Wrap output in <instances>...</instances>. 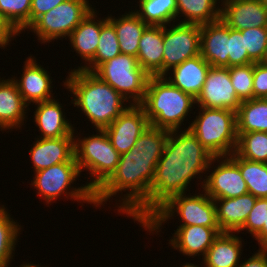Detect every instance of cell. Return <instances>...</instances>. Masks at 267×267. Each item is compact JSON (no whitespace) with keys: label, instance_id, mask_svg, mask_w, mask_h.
I'll list each match as a JSON object with an SVG mask.
<instances>
[{"label":"cell","instance_id":"bcb514c9","mask_svg":"<svg viewBox=\"0 0 267 267\" xmlns=\"http://www.w3.org/2000/svg\"><path fill=\"white\" fill-rule=\"evenodd\" d=\"M182 267H199V266L198 265H194L192 263H187V264L182 265Z\"/></svg>","mask_w":267,"mask_h":267},{"label":"cell","instance_id":"5bb4252c","mask_svg":"<svg viewBox=\"0 0 267 267\" xmlns=\"http://www.w3.org/2000/svg\"><path fill=\"white\" fill-rule=\"evenodd\" d=\"M222 160L202 182L203 191L212 199L234 198L249 193L237 164L229 157Z\"/></svg>","mask_w":267,"mask_h":267},{"label":"cell","instance_id":"1f68e13d","mask_svg":"<svg viewBox=\"0 0 267 267\" xmlns=\"http://www.w3.org/2000/svg\"><path fill=\"white\" fill-rule=\"evenodd\" d=\"M121 54L118 37L113 24L107 20L101 27L98 46L93 60L87 66H81L88 72H94L102 63ZM92 64V65H91Z\"/></svg>","mask_w":267,"mask_h":267},{"label":"cell","instance_id":"cb8c5ba5","mask_svg":"<svg viewBox=\"0 0 267 267\" xmlns=\"http://www.w3.org/2000/svg\"><path fill=\"white\" fill-rule=\"evenodd\" d=\"M27 107L14 79H0V129L20 128Z\"/></svg>","mask_w":267,"mask_h":267},{"label":"cell","instance_id":"9a60e30c","mask_svg":"<svg viewBox=\"0 0 267 267\" xmlns=\"http://www.w3.org/2000/svg\"><path fill=\"white\" fill-rule=\"evenodd\" d=\"M220 20L229 28H267V7L261 0H222Z\"/></svg>","mask_w":267,"mask_h":267},{"label":"cell","instance_id":"ffe728a7","mask_svg":"<svg viewBox=\"0 0 267 267\" xmlns=\"http://www.w3.org/2000/svg\"><path fill=\"white\" fill-rule=\"evenodd\" d=\"M173 239L169 244L188 256L203 255L213 244L215 238L221 233L220 228H209L204 226H178ZM171 241V242H170ZM202 253V254H200Z\"/></svg>","mask_w":267,"mask_h":267},{"label":"cell","instance_id":"9c48e42d","mask_svg":"<svg viewBox=\"0 0 267 267\" xmlns=\"http://www.w3.org/2000/svg\"><path fill=\"white\" fill-rule=\"evenodd\" d=\"M92 9L87 0H67L38 17L28 28L42 43L69 37Z\"/></svg>","mask_w":267,"mask_h":267},{"label":"cell","instance_id":"d6a6232c","mask_svg":"<svg viewBox=\"0 0 267 267\" xmlns=\"http://www.w3.org/2000/svg\"><path fill=\"white\" fill-rule=\"evenodd\" d=\"M235 154L243 159L267 163V132L237 133Z\"/></svg>","mask_w":267,"mask_h":267},{"label":"cell","instance_id":"2e32d148","mask_svg":"<svg viewBox=\"0 0 267 267\" xmlns=\"http://www.w3.org/2000/svg\"><path fill=\"white\" fill-rule=\"evenodd\" d=\"M230 28L222 21L201 25L200 55L213 67H228Z\"/></svg>","mask_w":267,"mask_h":267},{"label":"cell","instance_id":"f35d334b","mask_svg":"<svg viewBox=\"0 0 267 267\" xmlns=\"http://www.w3.org/2000/svg\"><path fill=\"white\" fill-rule=\"evenodd\" d=\"M267 221V198H257L249 213L244 225L237 231L240 232L243 229L247 230L254 237L262 230L263 226L266 225Z\"/></svg>","mask_w":267,"mask_h":267},{"label":"cell","instance_id":"277c9868","mask_svg":"<svg viewBox=\"0 0 267 267\" xmlns=\"http://www.w3.org/2000/svg\"><path fill=\"white\" fill-rule=\"evenodd\" d=\"M195 99L171 84L165 76H150L140 104L151 126L179 130Z\"/></svg>","mask_w":267,"mask_h":267},{"label":"cell","instance_id":"f1b7e54d","mask_svg":"<svg viewBox=\"0 0 267 267\" xmlns=\"http://www.w3.org/2000/svg\"><path fill=\"white\" fill-rule=\"evenodd\" d=\"M219 0H177V17L184 14L186 18L180 23L204 25L220 19Z\"/></svg>","mask_w":267,"mask_h":267},{"label":"cell","instance_id":"83f0119b","mask_svg":"<svg viewBox=\"0 0 267 267\" xmlns=\"http://www.w3.org/2000/svg\"><path fill=\"white\" fill-rule=\"evenodd\" d=\"M237 133L267 132V100L242 101L236 112Z\"/></svg>","mask_w":267,"mask_h":267},{"label":"cell","instance_id":"8d00e7d4","mask_svg":"<svg viewBox=\"0 0 267 267\" xmlns=\"http://www.w3.org/2000/svg\"><path fill=\"white\" fill-rule=\"evenodd\" d=\"M229 74L238 99L241 102L253 99V63L229 67Z\"/></svg>","mask_w":267,"mask_h":267},{"label":"cell","instance_id":"74e56055","mask_svg":"<svg viewBox=\"0 0 267 267\" xmlns=\"http://www.w3.org/2000/svg\"><path fill=\"white\" fill-rule=\"evenodd\" d=\"M253 63L247 54L241 31L230 28L228 68Z\"/></svg>","mask_w":267,"mask_h":267},{"label":"cell","instance_id":"d6986e66","mask_svg":"<svg viewBox=\"0 0 267 267\" xmlns=\"http://www.w3.org/2000/svg\"><path fill=\"white\" fill-rule=\"evenodd\" d=\"M256 199L251 193L234 198L213 199L216 207V221L221 232H237L244 225Z\"/></svg>","mask_w":267,"mask_h":267},{"label":"cell","instance_id":"4fadbf2b","mask_svg":"<svg viewBox=\"0 0 267 267\" xmlns=\"http://www.w3.org/2000/svg\"><path fill=\"white\" fill-rule=\"evenodd\" d=\"M150 125L140 104H130L109 126L104 128L111 144L121 155L128 152Z\"/></svg>","mask_w":267,"mask_h":267},{"label":"cell","instance_id":"7c38bea8","mask_svg":"<svg viewBox=\"0 0 267 267\" xmlns=\"http://www.w3.org/2000/svg\"><path fill=\"white\" fill-rule=\"evenodd\" d=\"M195 103H198V107L238 111L241 101L231 83L228 67L210 66Z\"/></svg>","mask_w":267,"mask_h":267},{"label":"cell","instance_id":"ab89813d","mask_svg":"<svg viewBox=\"0 0 267 267\" xmlns=\"http://www.w3.org/2000/svg\"><path fill=\"white\" fill-rule=\"evenodd\" d=\"M253 94L254 98L267 96V64L253 63Z\"/></svg>","mask_w":267,"mask_h":267},{"label":"cell","instance_id":"d4e9b609","mask_svg":"<svg viewBox=\"0 0 267 267\" xmlns=\"http://www.w3.org/2000/svg\"><path fill=\"white\" fill-rule=\"evenodd\" d=\"M94 9L82 20V22L71 32L69 39L74 50L81 56L86 64H89L96 53L102 25L108 20L95 19L97 15ZM97 20L98 22H96Z\"/></svg>","mask_w":267,"mask_h":267},{"label":"cell","instance_id":"7bdbcfd3","mask_svg":"<svg viewBox=\"0 0 267 267\" xmlns=\"http://www.w3.org/2000/svg\"><path fill=\"white\" fill-rule=\"evenodd\" d=\"M16 35L18 34L10 27V25L0 15V48L4 46L6 47L9 41H11L10 38Z\"/></svg>","mask_w":267,"mask_h":267},{"label":"cell","instance_id":"e575fe53","mask_svg":"<svg viewBox=\"0 0 267 267\" xmlns=\"http://www.w3.org/2000/svg\"><path fill=\"white\" fill-rule=\"evenodd\" d=\"M19 227L21 226L10 218L6 208L0 207V267L10 264L9 262L13 259L12 253L15 251L20 233Z\"/></svg>","mask_w":267,"mask_h":267},{"label":"cell","instance_id":"3957f363","mask_svg":"<svg viewBox=\"0 0 267 267\" xmlns=\"http://www.w3.org/2000/svg\"><path fill=\"white\" fill-rule=\"evenodd\" d=\"M64 86L74 94V107H80L96 127L109 126L126 108L127 100L93 72L71 70Z\"/></svg>","mask_w":267,"mask_h":267},{"label":"cell","instance_id":"f6af8a7d","mask_svg":"<svg viewBox=\"0 0 267 267\" xmlns=\"http://www.w3.org/2000/svg\"><path fill=\"white\" fill-rule=\"evenodd\" d=\"M9 266V264H7L6 266H4V267H8ZM20 267H39V265L38 266H36L35 264L33 265V264H30V263H26V264H22V265H20ZM41 267V266H40Z\"/></svg>","mask_w":267,"mask_h":267},{"label":"cell","instance_id":"e0dca14e","mask_svg":"<svg viewBox=\"0 0 267 267\" xmlns=\"http://www.w3.org/2000/svg\"><path fill=\"white\" fill-rule=\"evenodd\" d=\"M75 136L41 138L35 141L30 155L35 172L63 162H76L74 151Z\"/></svg>","mask_w":267,"mask_h":267},{"label":"cell","instance_id":"4316f807","mask_svg":"<svg viewBox=\"0 0 267 267\" xmlns=\"http://www.w3.org/2000/svg\"><path fill=\"white\" fill-rule=\"evenodd\" d=\"M107 19L115 28L121 54L137 57L141 36L149 25L133 11L118 19L111 16Z\"/></svg>","mask_w":267,"mask_h":267},{"label":"cell","instance_id":"7dc6e473","mask_svg":"<svg viewBox=\"0 0 267 267\" xmlns=\"http://www.w3.org/2000/svg\"><path fill=\"white\" fill-rule=\"evenodd\" d=\"M263 4L267 7V0H261Z\"/></svg>","mask_w":267,"mask_h":267},{"label":"cell","instance_id":"b9f144b4","mask_svg":"<svg viewBox=\"0 0 267 267\" xmlns=\"http://www.w3.org/2000/svg\"><path fill=\"white\" fill-rule=\"evenodd\" d=\"M239 265L238 267H267V249L260 248L257 253Z\"/></svg>","mask_w":267,"mask_h":267},{"label":"cell","instance_id":"5b68a950","mask_svg":"<svg viewBox=\"0 0 267 267\" xmlns=\"http://www.w3.org/2000/svg\"><path fill=\"white\" fill-rule=\"evenodd\" d=\"M199 115L188 126L213 157L229 156L237 145L236 112L200 107Z\"/></svg>","mask_w":267,"mask_h":267},{"label":"cell","instance_id":"ba28073f","mask_svg":"<svg viewBox=\"0 0 267 267\" xmlns=\"http://www.w3.org/2000/svg\"><path fill=\"white\" fill-rule=\"evenodd\" d=\"M129 102L141 104L150 75L138 64L137 57L119 54L102 63L94 72Z\"/></svg>","mask_w":267,"mask_h":267},{"label":"cell","instance_id":"484cf974","mask_svg":"<svg viewBox=\"0 0 267 267\" xmlns=\"http://www.w3.org/2000/svg\"><path fill=\"white\" fill-rule=\"evenodd\" d=\"M234 232H221L203 258L204 267H238L241 255V238Z\"/></svg>","mask_w":267,"mask_h":267},{"label":"cell","instance_id":"60d3db41","mask_svg":"<svg viewBox=\"0 0 267 267\" xmlns=\"http://www.w3.org/2000/svg\"><path fill=\"white\" fill-rule=\"evenodd\" d=\"M67 0H32L30 9V25L41 15Z\"/></svg>","mask_w":267,"mask_h":267},{"label":"cell","instance_id":"603a6c76","mask_svg":"<svg viewBox=\"0 0 267 267\" xmlns=\"http://www.w3.org/2000/svg\"><path fill=\"white\" fill-rule=\"evenodd\" d=\"M163 53V26L149 25L139 42L138 64L150 76H162Z\"/></svg>","mask_w":267,"mask_h":267},{"label":"cell","instance_id":"4dcf8cb0","mask_svg":"<svg viewBox=\"0 0 267 267\" xmlns=\"http://www.w3.org/2000/svg\"><path fill=\"white\" fill-rule=\"evenodd\" d=\"M135 13L148 25L166 26L177 17V0H140Z\"/></svg>","mask_w":267,"mask_h":267},{"label":"cell","instance_id":"8fae6325","mask_svg":"<svg viewBox=\"0 0 267 267\" xmlns=\"http://www.w3.org/2000/svg\"><path fill=\"white\" fill-rule=\"evenodd\" d=\"M201 25L178 23L170 29L163 26L162 76L185 60L200 54Z\"/></svg>","mask_w":267,"mask_h":267},{"label":"cell","instance_id":"8992f818","mask_svg":"<svg viewBox=\"0 0 267 267\" xmlns=\"http://www.w3.org/2000/svg\"><path fill=\"white\" fill-rule=\"evenodd\" d=\"M177 212L182 221L180 226H204L219 228L216 221V207L214 200L207 195L199 194L186 196L185 193L176 194L162 204L142 226L149 231L159 230L163 222L170 219Z\"/></svg>","mask_w":267,"mask_h":267},{"label":"cell","instance_id":"7a4b0ae2","mask_svg":"<svg viewBox=\"0 0 267 267\" xmlns=\"http://www.w3.org/2000/svg\"><path fill=\"white\" fill-rule=\"evenodd\" d=\"M178 131H169L156 165L148 196V218L170 197L186 193L191 179L208 171L210 165L221 158L213 157L190 129L180 131L179 135Z\"/></svg>","mask_w":267,"mask_h":267},{"label":"cell","instance_id":"7402d4cb","mask_svg":"<svg viewBox=\"0 0 267 267\" xmlns=\"http://www.w3.org/2000/svg\"><path fill=\"white\" fill-rule=\"evenodd\" d=\"M34 112L36 125L41 131L40 138L74 136V128L65 119L62 107L55 99L39 102ZM43 136V137H42Z\"/></svg>","mask_w":267,"mask_h":267},{"label":"cell","instance_id":"ac0fdd59","mask_svg":"<svg viewBox=\"0 0 267 267\" xmlns=\"http://www.w3.org/2000/svg\"><path fill=\"white\" fill-rule=\"evenodd\" d=\"M23 70L21 80L14 79V81L24 102L29 106L31 102L36 104L52 99L50 90L52 79L46 69L36 63L31 56L25 61Z\"/></svg>","mask_w":267,"mask_h":267},{"label":"cell","instance_id":"f546056e","mask_svg":"<svg viewBox=\"0 0 267 267\" xmlns=\"http://www.w3.org/2000/svg\"><path fill=\"white\" fill-rule=\"evenodd\" d=\"M229 157L239 167L249 193L256 198H267V163L249 161L235 153Z\"/></svg>","mask_w":267,"mask_h":267},{"label":"cell","instance_id":"ee69618b","mask_svg":"<svg viewBox=\"0 0 267 267\" xmlns=\"http://www.w3.org/2000/svg\"><path fill=\"white\" fill-rule=\"evenodd\" d=\"M261 248L267 249V221L262 230L255 236Z\"/></svg>","mask_w":267,"mask_h":267},{"label":"cell","instance_id":"836d02e7","mask_svg":"<svg viewBox=\"0 0 267 267\" xmlns=\"http://www.w3.org/2000/svg\"><path fill=\"white\" fill-rule=\"evenodd\" d=\"M31 2L32 0H0V15L17 34L30 26Z\"/></svg>","mask_w":267,"mask_h":267},{"label":"cell","instance_id":"30bf717a","mask_svg":"<svg viewBox=\"0 0 267 267\" xmlns=\"http://www.w3.org/2000/svg\"><path fill=\"white\" fill-rule=\"evenodd\" d=\"M34 174L36 175L31 185L38 190V195L42 196L47 204L64 193L70 195L71 199L94 204L93 192L86 185L77 189L73 187L71 192L66 190L71 188L69 185L80 175L77 162L58 163Z\"/></svg>","mask_w":267,"mask_h":267},{"label":"cell","instance_id":"44dd1931","mask_svg":"<svg viewBox=\"0 0 267 267\" xmlns=\"http://www.w3.org/2000/svg\"><path fill=\"white\" fill-rule=\"evenodd\" d=\"M210 66L199 54L172 68L173 77H168L167 80L196 99L202 90Z\"/></svg>","mask_w":267,"mask_h":267},{"label":"cell","instance_id":"d590c367","mask_svg":"<svg viewBox=\"0 0 267 267\" xmlns=\"http://www.w3.org/2000/svg\"><path fill=\"white\" fill-rule=\"evenodd\" d=\"M249 59L253 63L264 62L267 57V28L241 30Z\"/></svg>","mask_w":267,"mask_h":267},{"label":"cell","instance_id":"52a82bcc","mask_svg":"<svg viewBox=\"0 0 267 267\" xmlns=\"http://www.w3.org/2000/svg\"><path fill=\"white\" fill-rule=\"evenodd\" d=\"M98 133L91 137L74 139L75 160L80 172L82 169L90 170L93 181L86 183V186L93 193L111 176L120 160V154L111 144L104 129H98Z\"/></svg>","mask_w":267,"mask_h":267},{"label":"cell","instance_id":"6da1fadb","mask_svg":"<svg viewBox=\"0 0 267 267\" xmlns=\"http://www.w3.org/2000/svg\"><path fill=\"white\" fill-rule=\"evenodd\" d=\"M168 130L149 125L135 145L120 155L111 176L93 193L94 206H101L120 191L124 194L118 212L126 213L143 224L148 219V196L155 176L156 165L163 154Z\"/></svg>","mask_w":267,"mask_h":267}]
</instances>
